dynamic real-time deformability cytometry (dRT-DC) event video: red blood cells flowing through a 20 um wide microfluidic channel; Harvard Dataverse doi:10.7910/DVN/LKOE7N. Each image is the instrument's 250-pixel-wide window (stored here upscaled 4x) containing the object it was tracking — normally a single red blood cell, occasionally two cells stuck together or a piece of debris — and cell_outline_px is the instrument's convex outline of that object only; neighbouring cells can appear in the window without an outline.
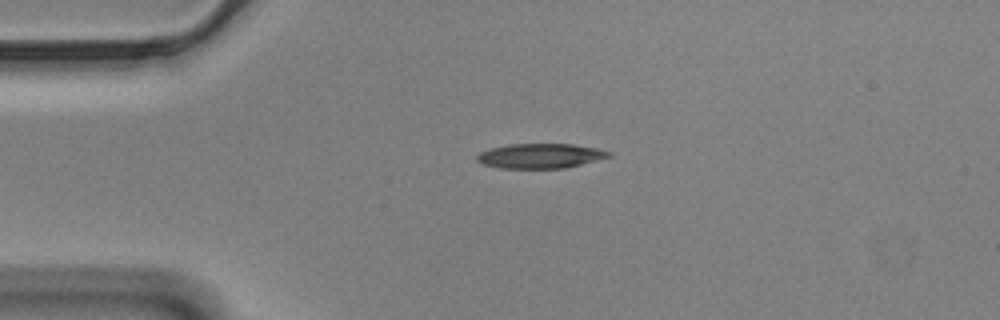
{"species": "Egyptian fruit bat (a non-hibernating species)", "species_latin": "Rousettus aegyptiacus", "temperature_condition": "cold", "stored_images_in_passage": 45, "camera_frame_rate_fps": 3000, "um_per_image_px": 0.085, "animal": {"sex": "male"}, "frame": {"image": 1, "passage_image": 1, "time_ms": 0.0, "image_size_px": [1000, 320], "cell_outline_px": [[612, 156], [564, 168], [500, 168], [484, 164], [476, 160], [476, 156], [480, 152], [492, 148], [508, 144], [572, 144], [596, 148], [612, 152]], "centroid_in_image_um": [45.92, 13.25], "position_along_channel_um": 39.1, "area_um2": 18.84}}
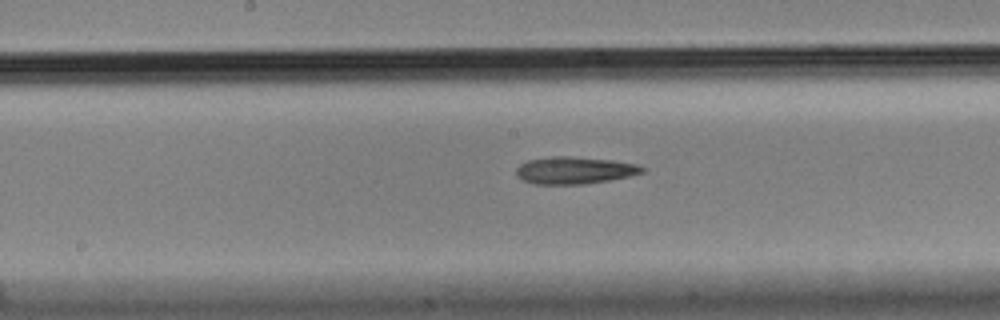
{"frame": {"image": 2, "passage_image": 17, "time_ms": 5.333, "image_size_px": [1000, 320], "cell_outline_px": [[644, 172], [628, 176], [608, 180], [584, 184], [536, 184], [524, 180], [516, 176], [516, 168], [520, 164], [528, 160], [552, 156], [568, 156], [612, 160], [636, 164], [644, 168]], "centroid_in_image_um": [48.8, 14.47], "position_along_channel_um": 199.4, "area_um2": 19.77}}
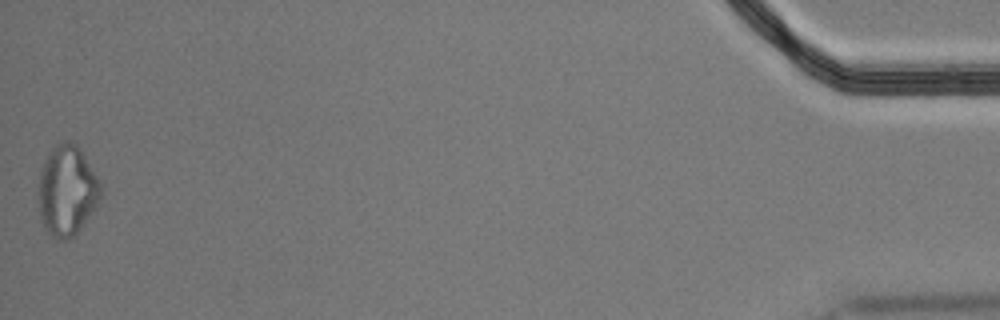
{"frame": {"image": 3, "passage_image": 45, "time_ms": 14.667, "image_size_px": [1000, 320], "cell_outline_px": [[104, 192], [96, 208], [80, 228], [72, 236], [64, 240], [56, 240], [48, 232], [40, 220], [36, 192], [40, 172], [44, 160], [48, 152], [56, 144], [64, 140], [72, 140], [80, 148], [104, 180]], "centroid_in_image_um": [5.73, 16.15], "position_along_channel_um": 429.5, "area_um2": 34.28}, "authors_computed_cell_mechanics": {"area_um2": 20.3456, "velocity_mm_per_s": 3.4908, "shape_relaxation_time_tau1_ms": null, "shape_relaxation_time_tau2_ms": 9.1329, "deformation_change_tau1": null, "deformation_change_tau2": 0.2125}}